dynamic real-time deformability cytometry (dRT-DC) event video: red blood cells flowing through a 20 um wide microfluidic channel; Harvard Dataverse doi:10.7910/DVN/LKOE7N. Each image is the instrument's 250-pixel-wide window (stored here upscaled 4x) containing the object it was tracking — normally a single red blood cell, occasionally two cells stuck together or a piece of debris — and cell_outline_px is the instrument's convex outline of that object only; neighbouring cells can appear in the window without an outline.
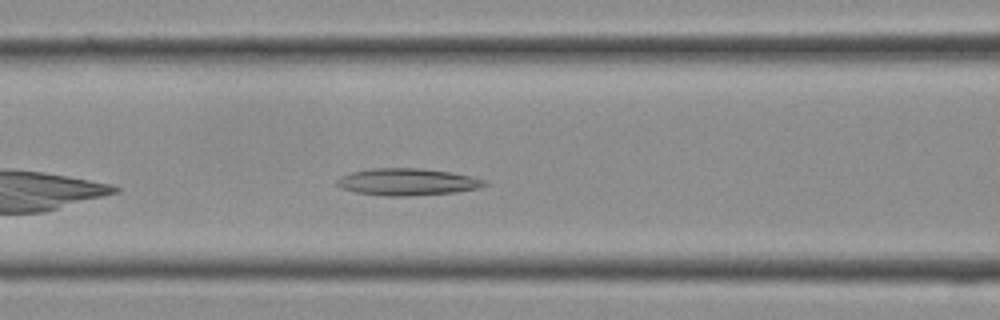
{"species": "Egyptian fruit bat (a non-hibernating species)", "species_latin": "Rousettus aegyptiacus", "temperature_condition": "cold", "stored_images_in_passage": 22, "camera_frame_rate_fps": 3000, "um_per_image_px": 0.085, "frame": {"image": 1, "passage_image": 5, "time_ms": 1.333, "image_size_px": [1000, 320], "cell_outline_px": [[488, 184], [480, 188], [456, 192], [408, 196], [388, 196], [356, 192], [340, 188], [336, 184], [336, 180], [340, 176], [352, 172], [372, 168], [420, 168], [452, 172], [472, 176], [484, 180]], "centroid_in_image_um": [34.63, 15.46], "position_along_channel_um": 132.0, "area_um2": 23.29}}
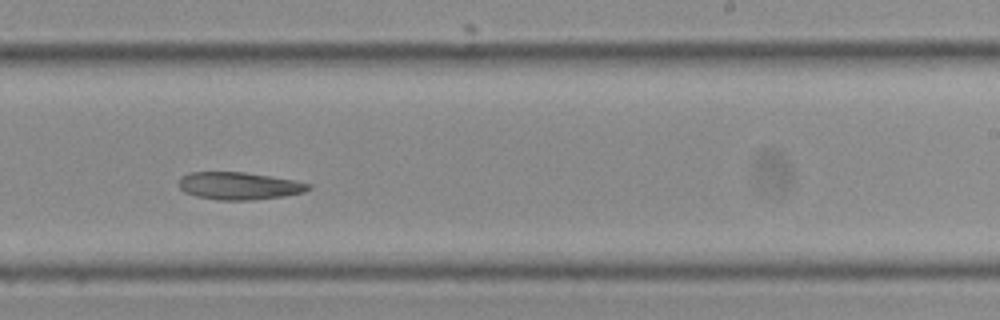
{"frame": {"image": 2, "passage_image": 11, "time_ms": 3.333, "image_size_px": [1000, 320], "cell_outline_px": [[312, 188], [304, 192], [284, 196], [252, 200], [220, 200], [196, 196], [184, 192], [176, 184], [180, 176], [188, 172], [244, 172], [296, 180], [312, 184]], "centroid_in_image_um": [20.31, 15.79], "position_along_channel_um": 268.7, "area_um2": 21.04}}
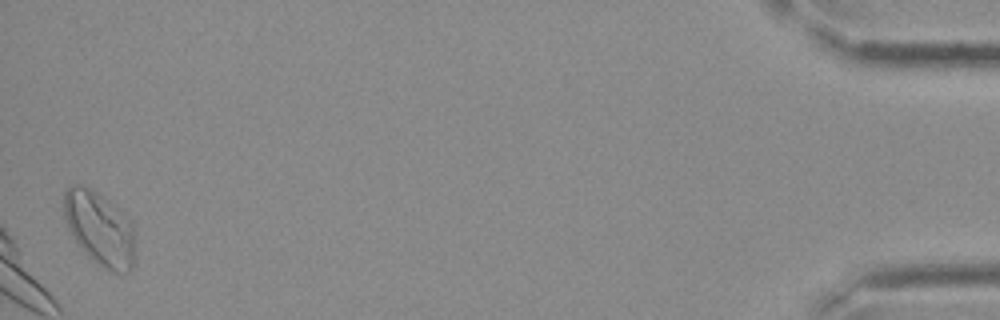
{"frame": {"image": 3, "passage_image": 22, "time_ms": 7.0, "image_size_px": [1000, 320], "cell_outline_px": [[136, 232], [132, 268], [128, 272], [112, 272], [100, 264], [76, 240], [68, 228], [64, 216], [64, 188], [72, 184], [84, 184], [108, 200], [124, 212], [136, 224]], "centroid_in_image_um": [8.52, 19.35], "position_along_channel_um": 426.7, "area_um2": 30.63}}